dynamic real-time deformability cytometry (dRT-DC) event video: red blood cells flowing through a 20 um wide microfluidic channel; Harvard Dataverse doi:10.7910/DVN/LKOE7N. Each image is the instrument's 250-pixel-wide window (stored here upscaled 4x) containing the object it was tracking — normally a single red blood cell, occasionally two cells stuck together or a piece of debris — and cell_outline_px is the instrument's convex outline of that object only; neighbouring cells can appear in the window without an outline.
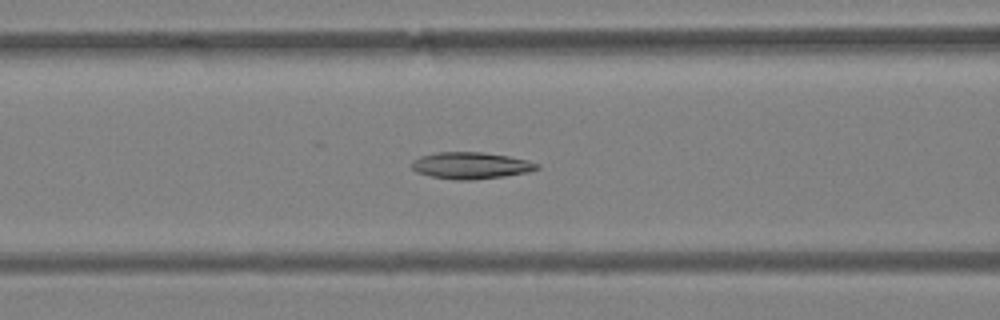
{"species": "Egyptian fruit bat (a non-hibernating species)", "species_latin": "Rousettus aegyptiacus", "temperature_condition": "warm", "stored_images_in_passage": 33, "camera_frame_rate_fps": 3000, "um_per_image_px": 0.085, "animal": {"sex": "female"}, "frame": {"image": 1, "passage_image": 11, "time_ms": 3.333, "image_size_px": [1000, 320], "cell_outline_px": [[540, 168], [528, 172], [504, 176], [472, 180], [456, 180], [432, 176], [416, 172], [412, 168], [412, 160], [420, 156], [436, 152], [480, 152], [508, 156], [528, 160], [540, 164]], "centroid_in_image_um": [40.03, 14.06], "position_along_channel_um": 126.6, "area_um2": 19.48}}
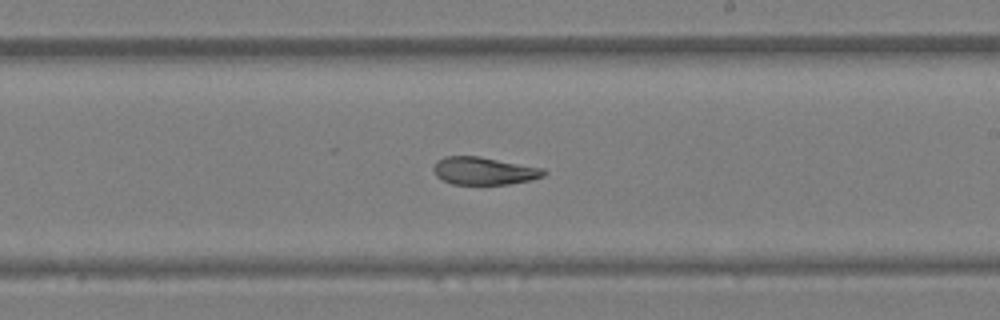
{"frame": {"image": 2, "passage_image": 20, "time_ms": 6.333, "image_size_px": [1000, 320], "cell_outline_px": [[548, 172], [544, 176], [532, 180], [508, 184], [452, 184], [436, 176], [432, 168], [444, 156], [480, 156], [544, 168]], "centroid_in_image_um": [41.19, 14.52], "position_along_channel_um": 247.8, "area_um2": 17.8}}
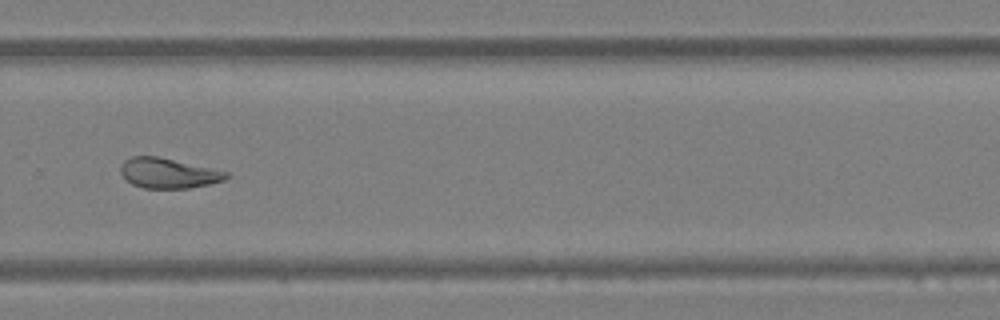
{"frame": {"image": 3, "passage_image": 25, "time_ms": 8.0, "image_size_px": [1000, 320], "cell_outline_px": [[228, 176], [224, 180], [208, 184], [188, 188], [144, 188], [132, 184], [120, 172], [120, 168], [124, 160], [132, 156], [156, 156], [228, 172]], "centroid_in_image_um": [14.27, 14.72], "position_along_channel_um": 315.5, "area_um2": 18.15}, "authors_computed_cell_mechanics": {"area_um2": 19.363, "velocity_mm_per_s": 4.0596, "shape_relaxation_time_tau1_ms": null, "shape_relaxation_time_tau2_ms": 3.4026, "deformation_change_tau1": null, "deformation_change_tau2": 0.0965}}